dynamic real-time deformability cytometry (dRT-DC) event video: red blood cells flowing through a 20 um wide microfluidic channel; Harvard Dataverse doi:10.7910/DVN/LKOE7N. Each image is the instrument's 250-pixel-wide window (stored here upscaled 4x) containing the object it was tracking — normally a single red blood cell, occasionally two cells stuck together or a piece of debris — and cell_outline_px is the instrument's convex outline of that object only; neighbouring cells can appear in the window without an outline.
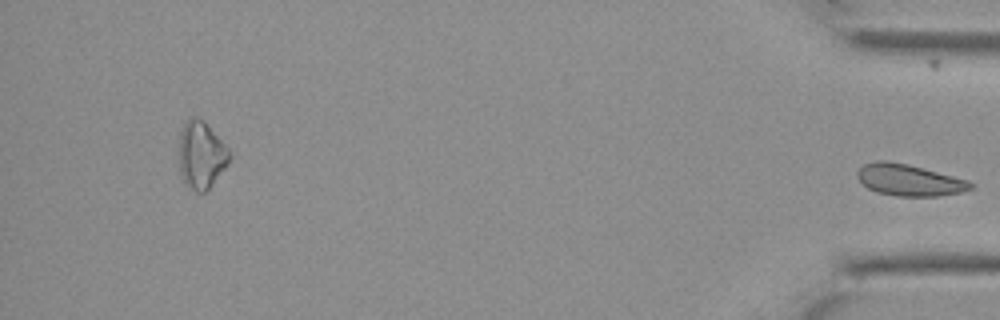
{"species": "Egyptian fruit bat (a non-hibernating species)", "species_latin": "Rousettus aegyptiacus", "temperature_condition": "cold", "stored_images_in_passage": 35, "segment_of_instrument_passage": [2, 2], "camera_frame_rate_fps": 3000, "um_per_image_px": 0.085, "animal": {"sex": "female"}, "frame": {"image": 1, "passage_image": 35, "time_ms": 11.333, "image_size_px": [1000, 320], "cell_outline_px": [[972, 188], [964, 192], [936, 196], [896, 196], [876, 192], [868, 188], [856, 176], [856, 172], [864, 164], [876, 160], [888, 160], [908, 164], [968, 180], [972, 184]], "centroid_in_image_um": [77.26, 15.3], "position_along_channel_um": 357.9, "area_um2": 20.81}}